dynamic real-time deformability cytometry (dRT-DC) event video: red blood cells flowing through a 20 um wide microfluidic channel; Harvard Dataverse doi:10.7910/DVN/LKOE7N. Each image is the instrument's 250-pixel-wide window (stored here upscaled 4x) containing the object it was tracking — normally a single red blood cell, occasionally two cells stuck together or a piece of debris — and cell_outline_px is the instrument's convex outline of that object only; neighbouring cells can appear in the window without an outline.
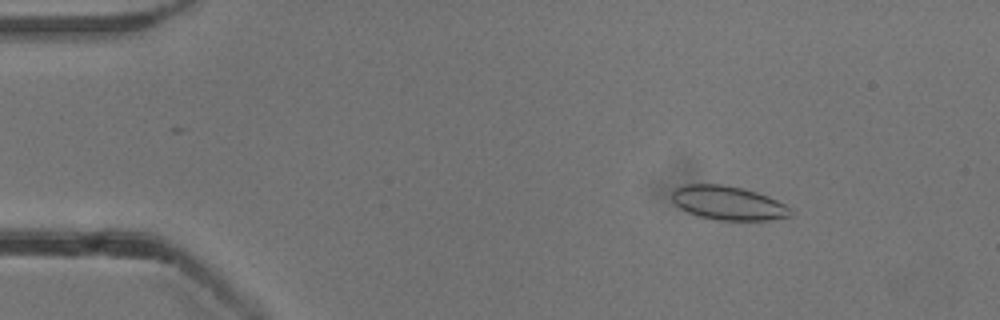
{"species": "common noctule bat (a hibernating species)", "species_latin": "Nyctalus noctula", "temperature_condition": "cold", "stored_images_in_passage": 54, "camera_frame_rate_fps": 3000, "um_per_image_px": 0.085, "animal": {"sex": "male", "body_mass_g": 13.3}, "frame": {"image": 1, "passage_image": 8, "time_ms": 2.333, "image_size_px": [1000, 320], "cell_outline_px": [[792, 216], [772, 220], [716, 220], [700, 216], [688, 212], [680, 208], [672, 200], [672, 192], [680, 184], [720, 184], [744, 188], [768, 196], [792, 208]], "centroid_in_image_um": [61.91, 17.25], "position_along_channel_um": 23.1, "area_um2": 23.58}}
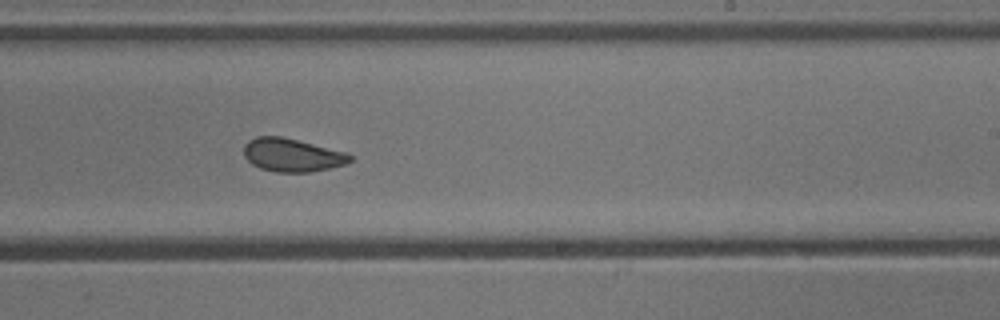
{"frame": {"image": 2, "passage_image": 33, "time_ms": 10.667, "image_size_px": [1000, 320], "cell_outline_px": [[352, 160], [344, 164], [328, 168], [308, 172], [276, 172], [260, 168], [252, 164], [244, 156], [244, 144], [248, 140], [256, 136], [280, 136], [344, 152], [352, 156]], "centroid_in_image_um": [24.77, 13.18], "position_along_channel_um": 264.2, "area_um2": 20.23}}
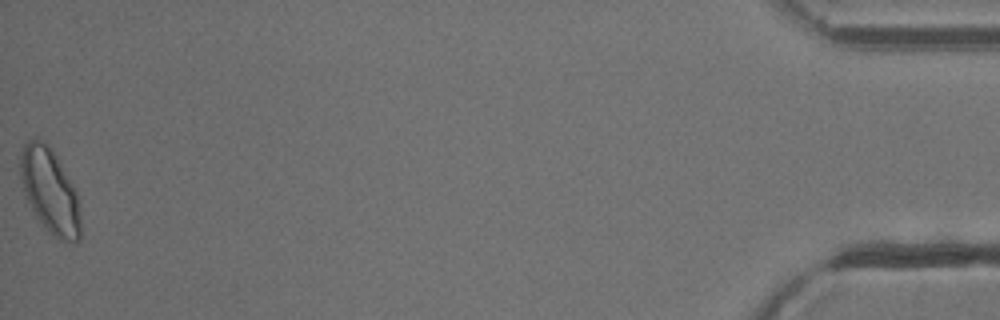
{"frame": {"image": 3, "passage_image": 54, "time_ms": 17.667, "image_size_px": [1000, 320], "cell_outline_px": [[80, 240], [72, 244], [60, 240], [52, 236], [48, 232], [36, 216], [24, 192], [20, 176], [20, 156], [24, 144], [28, 140], [36, 136], [48, 144], [56, 156], [76, 192], [80, 220]], "centroid_in_image_um": [4.23, 16.24], "position_along_channel_um": 431.0, "area_um2": 29.59}, "authors_computed_cell_mechanics": {"area_um2": 22.3108, "velocity_mm_per_s": 3.8379, "shape_relaxation_time_tau1_ms": 8.4108, "shape_relaxation_time_tau2_ms": 1.3866, "deformation_change_tau1": 0.1447, "deformation_change_tau2": 0.0556}}